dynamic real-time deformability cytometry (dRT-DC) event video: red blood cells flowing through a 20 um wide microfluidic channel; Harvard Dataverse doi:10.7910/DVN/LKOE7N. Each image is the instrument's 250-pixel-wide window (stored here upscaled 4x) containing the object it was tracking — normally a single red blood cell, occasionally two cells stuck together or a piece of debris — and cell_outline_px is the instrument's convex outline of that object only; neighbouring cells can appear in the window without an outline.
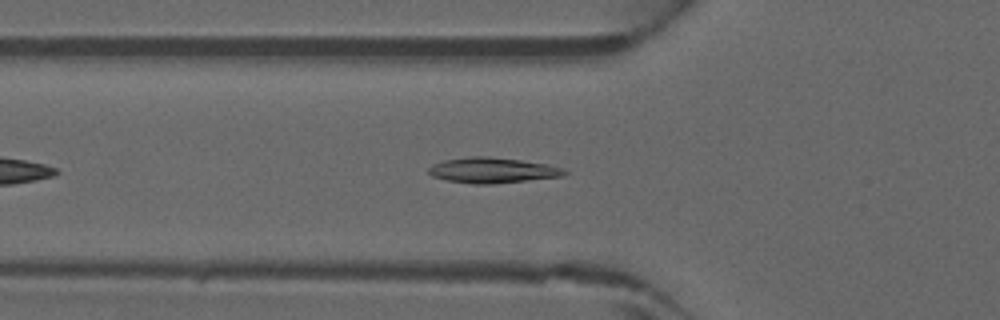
{"species": "common noctule bat (a hibernating species)", "species_latin": "Nyctalus noctula", "temperature_condition": "warm", "stored_images_in_passage": 33, "camera_frame_rate_fps": 3000, "um_per_image_px": 0.085, "animal": {"sex": "male", "forearm_length_mm": 52.5}, "frame": {"image": 1, "passage_image": 7, "time_ms": 2.0, "image_size_px": [1000, 320], "cell_outline_px": [[568, 172], [564, 176], [492, 184], [472, 184], [448, 180], [432, 176], [428, 172], [428, 168], [432, 164], [444, 160], [472, 156], [488, 156], [520, 160], [544, 164], [560, 168]], "centroid_in_image_um": [41.81, 14.47], "position_along_channel_um": 84.0, "area_um2": 19.94}}
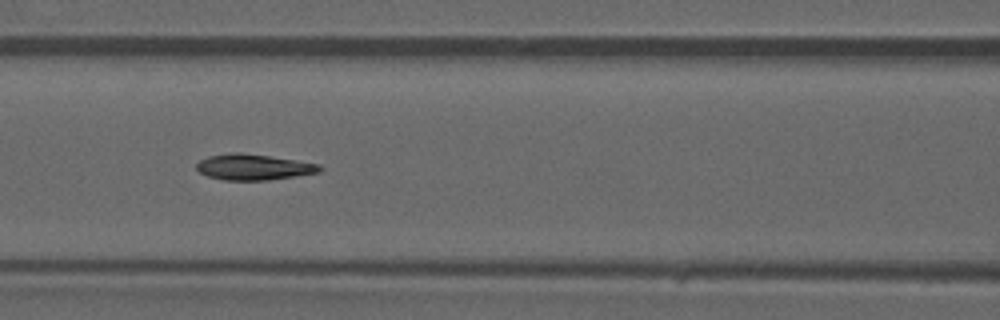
{"frame": {"image": 2, "passage_image": 11, "time_ms": 3.333, "image_size_px": [1000, 320], "cell_outline_px": [[324, 168], [320, 172], [296, 176], [268, 180], [224, 180], [208, 176], [200, 172], [196, 168], [196, 164], [200, 160], [208, 156], [232, 152], [240, 152], [268, 156], [320, 164]], "centroid_in_image_um": [21.55, 14.2], "position_along_channel_um": 145.0, "area_um2": 18.5}}
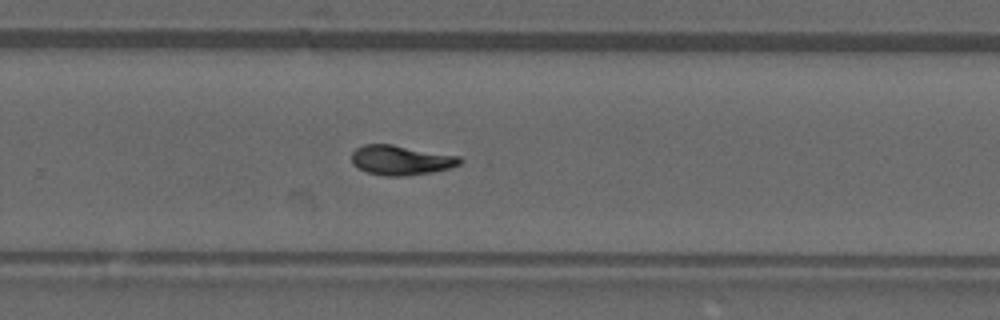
{"frame": {"image": 3, "passage_image": 21, "time_ms": 6.667, "image_size_px": [1000, 320], "cell_outline_px": [[464, 160], [460, 164], [452, 168], [432, 172], [404, 176], [384, 176], [364, 172], [356, 168], [352, 164], [352, 152], [356, 148], [364, 144], [392, 144], [460, 156]], "centroid_in_image_um": [34.07, 13.62], "position_along_channel_um": 295.7, "area_um2": 19.07}}